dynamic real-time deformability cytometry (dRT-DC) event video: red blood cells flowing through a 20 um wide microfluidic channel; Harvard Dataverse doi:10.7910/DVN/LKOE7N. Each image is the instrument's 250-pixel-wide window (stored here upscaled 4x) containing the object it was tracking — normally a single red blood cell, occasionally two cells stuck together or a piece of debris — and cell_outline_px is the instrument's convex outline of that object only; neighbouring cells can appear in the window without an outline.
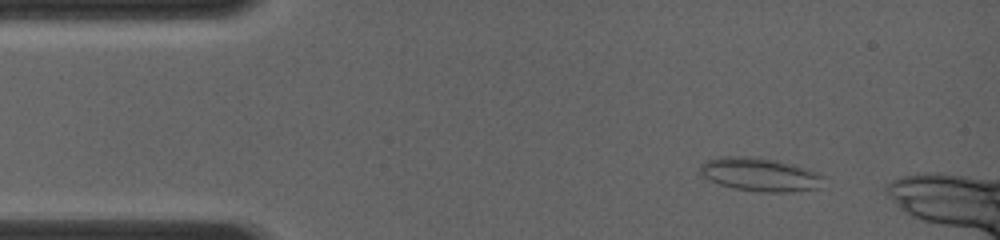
{"species": "common noctule bat (a hibernating species)", "species_latin": "Nyctalus noctula", "temperature_condition": "room temperature", "stored_images_in_passage": 51, "camera_frame_rate_fps": 4000, "um_per_image_px": 0.085, "animal": {"sex": "female", "body_mass_g": 19.0, "forearm_length_mm": 56.7}, "frame": {"image": 1, "passage_image": 7, "time_ms": 1.5, "image_size_px": [1000, 240], "cell_outline_px": [[824, 176], [820, 188], [784, 192], [760, 192], [732, 188], [708, 180], [700, 176], [700, 164], [704, 160], [720, 156], [744, 156], [772, 160], [792, 164], [820, 172]], "centroid_in_image_um": [64.55, 14.83], "position_along_channel_um": 20.5, "area_um2": 24.22}}
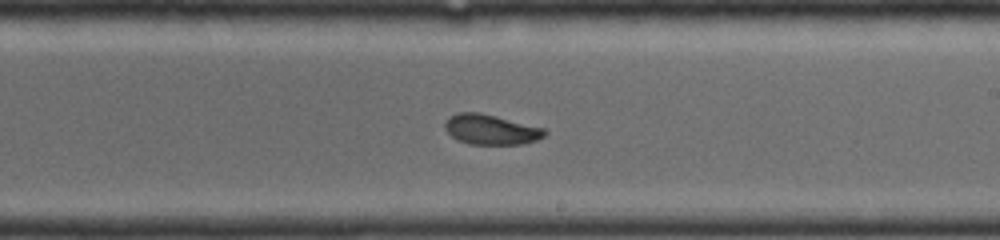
{"frame": {"image": 2, "passage_image": 32, "time_ms": 8.0, "image_size_px": [1000, 240], "cell_outline_px": [[548, 132], [544, 136], [536, 140], [524, 144], [472, 144], [460, 140], [452, 136], [444, 128], [444, 124], [448, 116], [460, 112], [480, 112], [544, 128]], "centroid_in_image_um": [41.73, 11.0], "position_along_channel_um": 247.3, "area_um2": 17.4}}
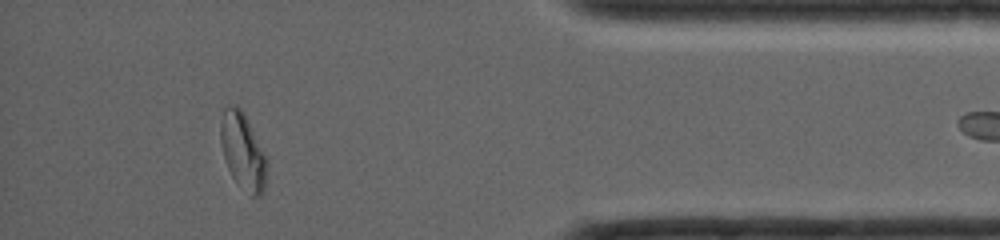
{"frame": {"image": 3, "passage_image": 50, "time_ms": 12.25, "image_size_px": [1000, 240], "cell_outline_px": [[268, 164], [264, 192], [260, 196], [252, 196], [236, 184], [224, 160], [220, 140], [220, 124], [224, 108], [228, 104], [236, 104], [244, 112], [268, 160]], "centroid_in_image_um": [20.64, 12.86], "position_along_channel_um": 414.6, "area_um2": 21.04}}